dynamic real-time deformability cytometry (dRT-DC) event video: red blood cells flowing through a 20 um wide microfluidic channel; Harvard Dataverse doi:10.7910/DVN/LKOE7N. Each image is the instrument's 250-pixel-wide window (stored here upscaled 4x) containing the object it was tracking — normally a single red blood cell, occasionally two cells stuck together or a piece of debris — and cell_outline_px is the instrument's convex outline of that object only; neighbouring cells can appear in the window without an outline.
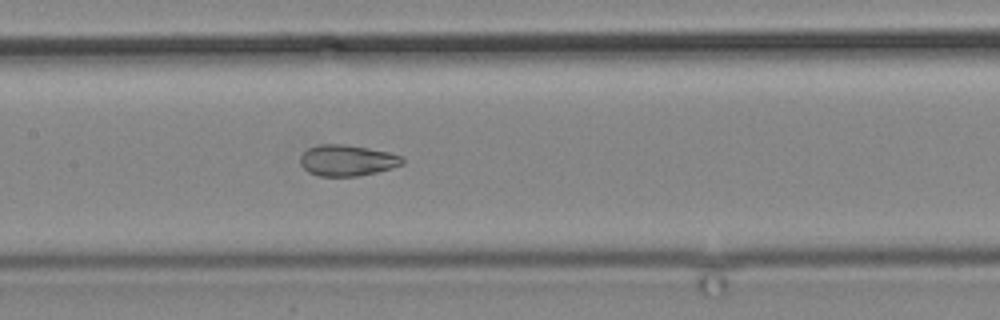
{"species": "common noctule bat (a hibernating species)", "species_latin": "Nyctalus noctula", "temperature_condition": "cold", "stored_images_in_passage": 12, "camera_frame_rate_fps": 3000, "um_per_image_px": 0.085, "animal": {"sex": "male", "body_mass_g": 19.2, "forearm_length_mm": 51.8}, "frame": {"image": 1, "passage_image": 12, "time_ms": 14.0, "image_size_px": [1000, 320], "cell_outline_px": [[404, 164], [376, 172], [360, 176], [320, 176], [308, 172], [300, 164], [300, 156], [308, 148], [320, 144], [344, 144], [368, 148], [388, 152], [404, 156]], "centroid_in_image_um": [29.51, 13.63], "position_along_channel_um": 177.9, "area_um2": 18.55}}